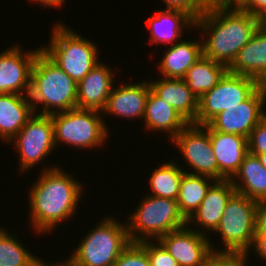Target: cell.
I'll return each instance as SVG.
<instances>
[{"mask_svg":"<svg viewBox=\"0 0 266 266\" xmlns=\"http://www.w3.org/2000/svg\"><path fill=\"white\" fill-rule=\"evenodd\" d=\"M262 166L266 169V153L257 154Z\"/></svg>","mask_w":266,"mask_h":266,"instance_id":"60d3db41","label":"cell"},{"mask_svg":"<svg viewBox=\"0 0 266 266\" xmlns=\"http://www.w3.org/2000/svg\"><path fill=\"white\" fill-rule=\"evenodd\" d=\"M255 235H266V201L258 203L256 208Z\"/></svg>","mask_w":266,"mask_h":266,"instance_id":"d590c367","label":"cell"},{"mask_svg":"<svg viewBox=\"0 0 266 266\" xmlns=\"http://www.w3.org/2000/svg\"><path fill=\"white\" fill-rule=\"evenodd\" d=\"M241 9L266 22V0H248Z\"/></svg>","mask_w":266,"mask_h":266,"instance_id":"e575fe53","label":"cell"},{"mask_svg":"<svg viewBox=\"0 0 266 266\" xmlns=\"http://www.w3.org/2000/svg\"><path fill=\"white\" fill-rule=\"evenodd\" d=\"M249 252L212 251L206 266H248Z\"/></svg>","mask_w":266,"mask_h":266,"instance_id":"d6a6232c","label":"cell"},{"mask_svg":"<svg viewBox=\"0 0 266 266\" xmlns=\"http://www.w3.org/2000/svg\"><path fill=\"white\" fill-rule=\"evenodd\" d=\"M141 200L126 222L130 242L158 241L187 225L177 200L148 194Z\"/></svg>","mask_w":266,"mask_h":266,"instance_id":"5b68a950","label":"cell"},{"mask_svg":"<svg viewBox=\"0 0 266 266\" xmlns=\"http://www.w3.org/2000/svg\"><path fill=\"white\" fill-rule=\"evenodd\" d=\"M248 0H219L218 4L226 8H241Z\"/></svg>","mask_w":266,"mask_h":266,"instance_id":"f35d334b","label":"cell"},{"mask_svg":"<svg viewBox=\"0 0 266 266\" xmlns=\"http://www.w3.org/2000/svg\"><path fill=\"white\" fill-rule=\"evenodd\" d=\"M213 155L219 168V180L231 179L248 153V138L212 129L208 124Z\"/></svg>","mask_w":266,"mask_h":266,"instance_id":"e0dca14e","label":"cell"},{"mask_svg":"<svg viewBox=\"0 0 266 266\" xmlns=\"http://www.w3.org/2000/svg\"><path fill=\"white\" fill-rule=\"evenodd\" d=\"M258 202L235 192L228 200L217 229L223 248L217 251L248 252L255 235Z\"/></svg>","mask_w":266,"mask_h":266,"instance_id":"ba28073f","label":"cell"},{"mask_svg":"<svg viewBox=\"0 0 266 266\" xmlns=\"http://www.w3.org/2000/svg\"><path fill=\"white\" fill-rule=\"evenodd\" d=\"M215 181L208 176L183 173L177 203L187 220L198 209L208 189Z\"/></svg>","mask_w":266,"mask_h":266,"instance_id":"4316f807","label":"cell"},{"mask_svg":"<svg viewBox=\"0 0 266 266\" xmlns=\"http://www.w3.org/2000/svg\"><path fill=\"white\" fill-rule=\"evenodd\" d=\"M67 260H64V262H62L61 264V260L59 262H56V263H52V264H49L48 262H44L43 259H39L38 261V265L37 266H75V264L69 259L66 257Z\"/></svg>","mask_w":266,"mask_h":266,"instance_id":"ab89813d","label":"cell"},{"mask_svg":"<svg viewBox=\"0 0 266 266\" xmlns=\"http://www.w3.org/2000/svg\"><path fill=\"white\" fill-rule=\"evenodd\" d=\"M253 250L257 255L260 257L259 259H262L266 262V235H254V240L251 246Z\"/></svg>","mask_w":266,"mask_h":266,"instance_id":"8d00e7d4","label":"cell"},{"mask_svg":"<svg viewBox=\"0 0 266 266\" xmlns=\"http://www.w3.org/2000/svg\"><path fill=\"white\" fill-rule=\"evenodd\" d=\"M203 55L202 40H181L165 50L158 63L163 78L182 79L193 64Z\"/></svg>","mask_w":266,"mask_h":266,"instance_id":"cb8c5ba5","label":"cell"},{"mask_svg":"<svg viewBox=\"0 0 266 266\" xmlns=\"http://www.w3.org/2000/svg\"><path fill=\"white\" fill-rule=\"evenodd\" d=\"M151 89L172 106L188 123H194L198 114V99L183 79L158 78L149 80Z\"/></svg>","mask_w":266,"mask_h":266,"instance_id":"44dd1931","label":"cell"},{"mask_svg":"<svg viewBox=\"0 0 266 266\" xmlns=\"http://www.w3.org/2000/svg\"><path fill=\"white\" fill-rule=\"evenodd\" d=\"M12 46L0 53V94L29 96L31 70L41 47L23 52L19 45Z\"/></svg>","mask_w":266,"mask_h":266,"instance_id":"5bb4252c","label":"cell"},{"mask_svg":"<svg viewBox=\"0 0 266 266\" xmlns=\"http://www.w3.org/2000/svg\"><path fill=\"white\" fill-rule=\"evenodd\" d=\"M266 85L249 100L218 113L207 124L214 130L239 134L248 138L255 126L266 116Z\"/></svg>","mask_w":266,"mask_h":266,"instance_id":"7c38bea8","label":"cell"},{"mask_svg":"<svg viewBox=\"0 0 266 266\" xmlns=\"http://www.w3.org/2000/svg\"><path fill=\"white\" fill-rule=\"evenodd\" d=\"M227 71L228 68L225 65L202 55L182 79L199 100L204 93L218 84Z\"/></svg>","mask_w":266,"mask_h":266,"instance_id":"484cf974","label":"cell"},{"mask_svg":"<svg viewBox=\"0 0 266 266\" xmlns=\"http://www.w3.org/2000/svg\"><path fill=\"white\" fill-rule=\"evenodd\" d=\"M145 128L149 131L165 132L171 141L188 122L168 103L161 99L152 89L145 103L143 117Z\"/></svg>","mask_w":266,"mask_h":266,"instance_id":"7402d4cb","label":"cell"},{"mask_svg":"<svg viewBox=\"0 0 266 266\" xmlns=\"http://www.w3.org/2000/svg\"><path fill=\"white\" fill-rule=\"evenodd\" d=\"M68 258L75 266H113L131 243L127 224L106 216L89 230Z\"/></svg>","mask_w":266,"mask_h":266,"instance_id":"8992f818","label":"cell"},{"mask_svg":"<svg viewBox=\"0 0 266 266\" xmlns=\"http://www.w3.org/2000/svg\"><path fill=\"white\" fill-rule=\"evenodd\" d=\"M139 244L146 250L150 266H179L159 241H143Z\"/></svg>","mask_w":266,"mask_h":266,"instance_id":"1f68e13d","label":"cell"},{"mask_svg":"<svg viewBox=\"0 0 266 266\" xmlns=\"http://www.w3.org/2000/svg\"><path fill=\"white\" fill-rule=\"evenodd\" d=\"M228 71L252 77L266 85V22L238 52Z\"/></svg>","mask_w":266,"mask_h":266,"instance_id":"d6986e66","label":"cell"},{"mask_svg":"<svg viewBox=\"0 0 266 266\" xmlns=\"http://www.w3.org/2000/svg\"><path fill=\"white\" fill-rule=\"evenodd\" d=\"M165 9L185 12L194 21L198 20L210 7L218 4L219 0H162Z\"/></svg>","mask_w":266,"mask_h":266,"instance_id":"f546056e","label":"cell"},{"mask_svg":"<svg viewBox=\"0 0 266 266\" xmlns=\"http://www.w3.org/2000/svg\"><path fill=\"white\" fill-rule=\"evenodd\" d=\"M262 86L252 77L227 71L218 84L199 98L194 124H207L218 113L249 100Z\"/></svg>","mask_w":266,"mask_h":266,"instance_id":"9c48e42d","label":"cell"},{"mask_svg":"<svg viewBox=\"0 0 266 266\" xmlns=\"http://www.w3.org/2000/svg\"><path fill=\"white\" fill-rule=\"evenodd\" d=\"M194 175H204L219 180V168L213 155L209 128L206 125L188 123L172 140Z\"/></svg>","mask_w":266,"mask_h":266,"instance_id":"8fae6325","label":"cell"},{"mask_svg":"<svg viewBox=\"0 0 266 266\" xmlns=\"http://www.w3.org/2000/svg\"><path fill=\"white\" fill-rule=\"evenodd\" d=\"M10 142L19 153L20 172L31 171L56 148L51 115L34 113Z\"/></svg>","mask_w":266,"mask_h":266,"instance_id":"30bf717a","label":"cell"},{"mask_svg":"<svg viewBox=\"0 0 266 266\" xmlns=\"http://www.w3.org/2000/svg\"><path fill=\"white\" fill-rule=\"evenodd\" d=\"M114 70L99 62L79 83L77 108L102 112L114 83Z\"/></svg>","mask_w":266,"mask_h":266,"instance_id":"ac0fdd59","label":"cell"},{"mask_svg":"<svg viewBox=\"0 0 266 266\" xmlns=\"http://www.w3.org/2000/svg\"><path fill=\"white\" fill-rule=\"evenodd\" d=\"M235 192L230 179L216 180L208 189L198 209L187 220V225L189 227L195 225L193 228L195 231L209 237L208 232L212 234L217 229L225 206Z\"/></svg>","mask_w":266,"mask_h":266,"instance_id":"9a60e30c","label":"cell"},{"mask_svg":"<svg viewBox=\"0 0 266 266\" xmlns=\"http://www.w3.org/2000/svg\"><path fill=\"white\" fill-rule=\"evenodd\" d=\"M151 89L149 81L122 83L113 87L102 114L118 118L143 119L145 103Z\"/></svg>","mask_w":266,"mask_h":266,"instance_id":"2e32d148","label":"cell"},{"mask_svg":"<svg viewBox=\"0 0 266 266\" xmlns=\"http://www.w3.org/2000/svg\"><path fill=\"white\" fill-rule=\"evenodd\" d=\"M41 172L29 192V223L35 233L48 234L74 217L84 187L55 164Z\"/></svg>","mask_w":266,"mask_h":266,"instance_id":"6da1fadb","label":"cell"},{"mask_svg":"<svg viewBox=\"0 0 266 266\" xmlns=\"http://www.w3.org/2000/svg\"><path fill=\"white\" fill-rule=\"evenodd\" d=\"M175 159L161 164L150 174L149 187L150 194L156 197L177 200L181 178L185 170Z\"/></svg>","mask_w":266,"mask_h":266,"instance_id":"83f0119b","label":"cell"},{"mask_svg":"<svg viewBox=\"0 0 266 266\" xmlns=\"http://www.w3.org/2000/svg\"><path fill=\"white\" fill-rule=\"evenodd\" d=\"M113 266H150L146 250L131 242L119 255Z\"/></svg>","mask_w":266,"mask_h":266,"instance_id":"4dcf8cb0","label":"cell"},{"mask_svg":"<svg viewBox=\"0 0 266 266\" xmlns=\"http://www.w3.org/2000/svg\"><path fill=\"white\" fill-rule=\"evenodd\" d=\"M58 22L41 50L77 84L100 62L95 42ZM95 43V44H94Z\"/></svg>","mask_w":266,"mask_h":266,"instance_id":"277c9868","label":"cell"},{"mask_svg":"<svg viewBox=\"0 0 266 266\" xmlns=\"http://www.w3.org/2000/svg\"><path fill=\"white\" fill-rule=\"evenodd\" d=\"M263 23L262 19L241 8L217 4L195 21L194 28L205 36H201L203 55L229 68Z\"/></svg>","mask_w":266,"mask_h":266,"instance_id":"7a4b0ae2","label":"cell"},{"mask_svg":"<svg viewBox=\"0 0 266 266\" xmlns=\"http://www.w3.org/2000/svg\"><path fill=\"white\" fill-rule=\"evenodd\" d=\"M146 21L151 32L148 43L156 45H173L182 40L185 28L195 27V21L185 12L171 9L155 11Z\"/></svg>","mask_w":266,"mask_h":266,"instance_id":"ffe728a7","label":"cell"},{"mask_svg":"<svg viewBox=\"0 0 266 266\" xmlns=\"http://www.w3.org/2000/svg\"><path fill=\"white\" fill-rule=\"evenodd\" d=\"M32 1V0H30ZM34 3L39 4L41 7H52V8H60L65 5V0H33Z\"/></svg>","mask_w":266,"mask_h":266,"instance_id":"74e56055","label":"cell"},{"mask_svg":"<svg viewBox=\"0 0 266 266\" xmlns=\"http://www.w3.org/2000/svg\"><path fill=\"white\" fill-rule=\"evenodd\" d=\"M248 152L253 155L266 153V116L251 131Z\"/></svg>","mask_w":266,"mask_h":266,"instance_id":"836d02e7","label":"cell"},{"mask_svg":"<svg viewBox=\"0 0 266 266\" xmlns=\"http://www.w3.org/2000/svg\"><path fill=\"white\" fill-rule=\"evenodd\" d=\"M33 115L29 96L16 93L0 94V138L10 144Z\"/></svg>","mask_w":266,"mask_h":266,"instance_id":"603a6c76","label":"cell"},{"mask_svg":"<svg viewBox=\"0 0 266 266\" xmlns=\"http://www.w3.org/2000/svg\"><path fill=\"white\" fill-rule=\"evenodd\" d=\"M179 266H206L212 251H217L210 237L188 225L167 233L158 240Z\"/></svg>","mask_w":266,"mask_h":266,"instance_id":"4fadbf2b","label":"cell"},{"mask_svg":"<svg viewBox=\"0 0 266 266\" xmlns=\"http://www.w3.org/2000/svg\"><path fill=\"white\" fill-rule=\"evenodd\" d=\"M0 227V266H37L40 258L25 249L15 234Z\"/></svg>","mask_w":266,"mask_h":266,"instance_id":"f1b7e54d","label":"cell"},{"mask_svg":"<svg viewBox=\"0 0 266 266\" xmlns=\"http://www.w3.org/2000/svg\"><path fill=\"white\" fill-rule=\"evenodd\" d=\"M78 84L42 50L31 70L29 98L34 113L51 115L77 108ZM44 107L37 112L39 104Z\"/></svg>","mask_w":266,"mask_h":266,"instance_id":"3957f363","label":"cell"},{"mask_svg":"<svg viewBox=\"0 0 266 266\" xmlns=\"http://www.w3.org/2000/svg\"><path fill=\"white\" fill-rule=\"evenodd\" d=\"M230 181L236 192L258 203L266 201V169L257 155L248 152Z\"/></svg>","mask_w":266,"mask_h":266,"instance_id":"d4e9b609","label":"cell"},{"mask_svg":"<svg viewBox=\"0 0 266 266\" xmlns=\"http://www.w3.org/2000/svg\"><path fill=\"white\" fill-rule=\"evenodd\" d=\"M101 113L95 110L74 108L51 114L55 146L58 147L62 142L85 150L103 146L107 138H110V133H108L110 131Z\"/></svg>","mask_w":266,"mask_h":266,"instance_id":"52a82bcc","label":"cell"}]
</instances>
